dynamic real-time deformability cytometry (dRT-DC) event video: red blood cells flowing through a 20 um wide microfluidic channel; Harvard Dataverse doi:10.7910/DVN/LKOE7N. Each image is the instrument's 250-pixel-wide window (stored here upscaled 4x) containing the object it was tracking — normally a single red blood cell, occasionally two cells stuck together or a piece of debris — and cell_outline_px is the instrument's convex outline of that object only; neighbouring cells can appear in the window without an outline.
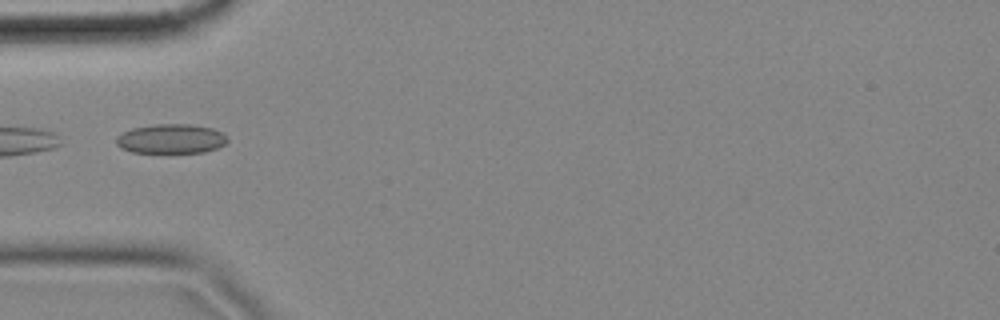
{"species": "common noctule bat (a hibernating species)", "species_latin": "Nyctalus noctula", "temperature_condition": "cold", "stored_images_in_passage": 8, "camera_frame_rate_fps": 3000, "um_per_image_px": 0.085, "animal": {"sex": "female", "body_mass_g": 18.4}, "frame": {"image": 1, "passage_image": 1, "time_ms": 0.0, "image_size_px": [1000, 320], "cell_outline_px": [[228, 140], [224, 144], [216, 148], [204, 152], [132, 152], [120, 148], [116, 144], [116, 136], [132, 128], [156, 124], [192, 124], [212, 128], [228, 136]], "centroid_in_image_um": [14.53, 11.79], "position_along_channel_um": 70.5, "area_um2": 19.02}}